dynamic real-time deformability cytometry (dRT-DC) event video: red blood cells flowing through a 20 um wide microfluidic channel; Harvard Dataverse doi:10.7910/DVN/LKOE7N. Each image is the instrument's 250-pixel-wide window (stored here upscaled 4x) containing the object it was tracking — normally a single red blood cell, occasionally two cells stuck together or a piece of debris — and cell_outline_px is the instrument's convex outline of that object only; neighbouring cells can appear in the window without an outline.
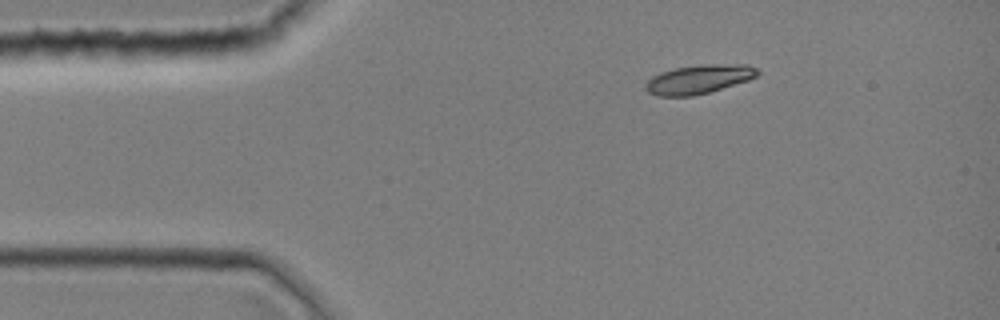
{"species": "common noctule bat (a hibernating species)", "species_latin": "Nyctalus noctula", "temperature_condition": "room temperature", "stored_images_in_passage": 2, "camera_frame_rate_fps": 3000, "um_per_image_px": 0.085, "animal": {"sex": "female", "body_mass_g": 19.0, "forearm_length_mm": 51.5}, "frame": {"image": 1, "passage_image": 1, "time_ms": 0.0, "image_size_px": [1000, 320], "cell_outline_px": [[760, 72], [756, 76], [748, 80], [708, 92], [692, 96], [656, 96], [648, 92], [644, 88], [644, 84], [652, 76], [660, 72], [676, 68], [704, 64], [748, 64], [756, 68]], "centroid_in_image_um": [59.37, 6.73], "position_along_channel_um": 25.6, "area_um2": 18.84}}